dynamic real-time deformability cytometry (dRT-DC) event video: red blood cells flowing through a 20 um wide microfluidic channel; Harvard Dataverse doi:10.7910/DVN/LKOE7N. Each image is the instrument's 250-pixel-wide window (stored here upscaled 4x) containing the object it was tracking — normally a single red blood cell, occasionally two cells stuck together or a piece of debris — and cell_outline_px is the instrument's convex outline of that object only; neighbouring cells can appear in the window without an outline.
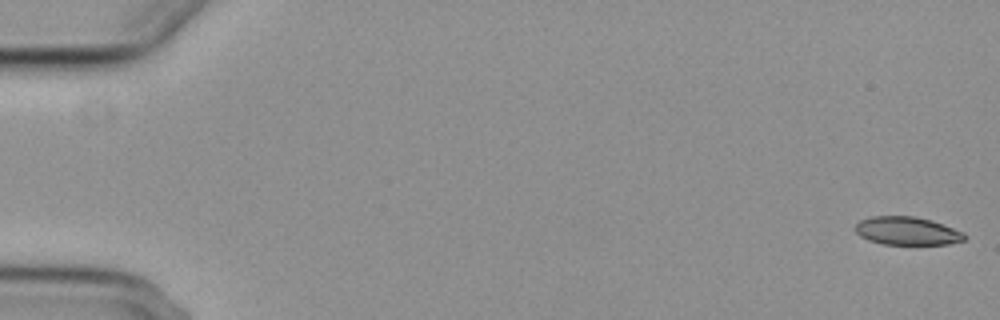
{"species": "common noctule bat (a hibernating species)", "species_latin": "Nyctalus noctula", "temperature_condition": "cold", "stored_images_in_passage": 56, "camera_frame_rate_fps": 3000, "um_per_image_px": 0.085, "animal": {"sex": "female", "body_mass_g": 29.2, "forearm_length_mm": 56.3}, "frame": {"image": 1, "passage_image": 1, "time_ms": 0.0, "image_size_px": [1000, 320], "cell_outline_px": [[968, 236], [964, 240], [948, 244], [884, 244], [868, 240], [860, 236], [856, 232], [856, 224], [860, 220], [872, 216], [912, 216], [932, 220], [964, 232]], "centroid_in_image_um": [77.12, 19.62], "position_along_channel_um": 7.9, "area_um2": 17.92}}
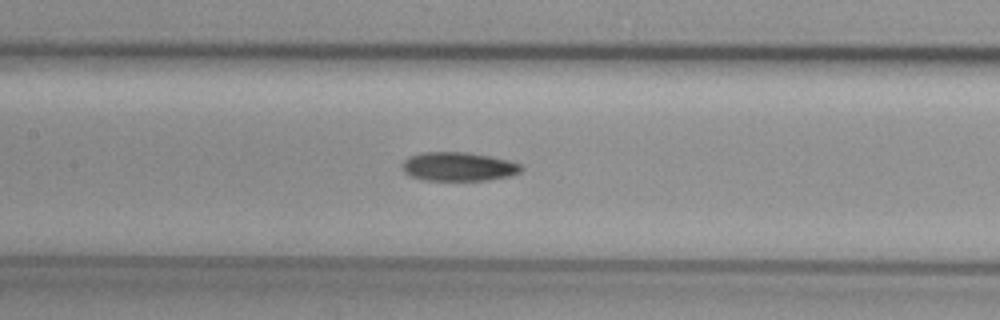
{"frame": {"image": 2, "passage_image": 27, "time_ms": 8.667, "image_size_px": [1000, 320], "cell_outline_px": [[524, 168], [520, 172], [512, 176], [488, 180], [424, 180], [408, 176], [400, 168], [400, 164], [408, 156], [424, 152], [468, 152], [492, 156], [508, 160], [520, 164]], "centroid_in_image_um": [38.94, 14.16], "position_along_channel_um": 168.5, "area_um2": 20.4}}
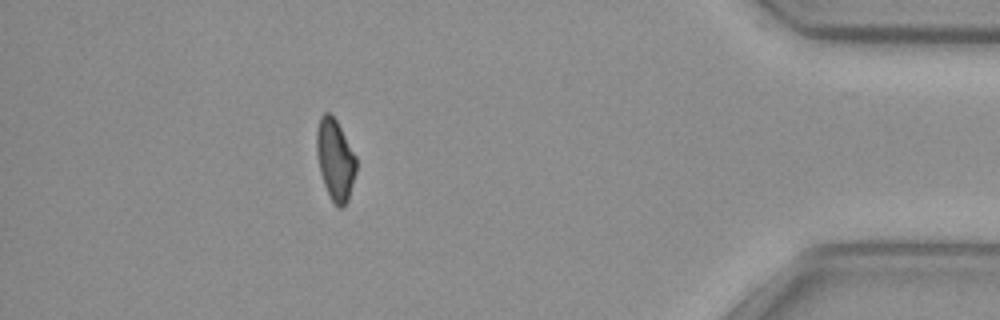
{"frame": {"image": 3, "passage_image": 50, "time_ms": 16.333, "image_size_px": [1000, 320], "cell_outline_px": [[356, 172], [348, 200], [340, 208], [332, 200], [324, 184], [320, 172], [316, 152], [316, 128], [320, 116], [324, 112], [328, 112], [336, 120], [356, 156]], "centroid_in_image_um": [28.48, 13.53], "position_along_channel_um": 406.7, "area_um2": 18.55}, "authors_computed_cell_mechanics": {"area_um2": 19.5653, "velocity_mm_per_s": 3.7322, "shape_relaxation_time_tau1_ms": 8.7255, "shape_relaxation_time_tau2_ms": null, "deformation_change_tau1": 0.1853, "deformation_change_tau2": null}}